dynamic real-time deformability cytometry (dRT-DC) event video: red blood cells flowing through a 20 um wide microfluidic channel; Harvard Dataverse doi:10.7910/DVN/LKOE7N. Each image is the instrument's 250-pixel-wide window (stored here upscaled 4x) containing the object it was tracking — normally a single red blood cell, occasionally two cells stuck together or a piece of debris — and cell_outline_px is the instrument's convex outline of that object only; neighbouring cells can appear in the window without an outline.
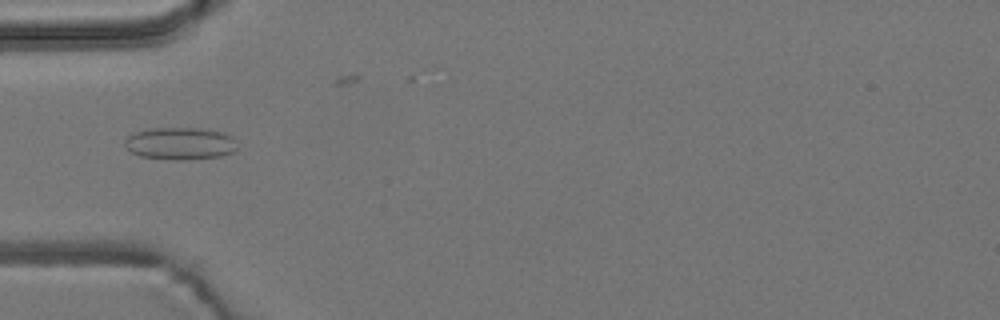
{"species": "common noctule bat (a hibernating species)", "species_latin": "Nyctalus noctula", "temperature_condition": "room temperature", "stored_images_in_passage": 3, "camera_frame_rate_fps": 3000, "um_per_image_px": 0.085, "animal": {"sex": "male", "body_mass_g": 19.2, "forearm_length_mm": 51.8}, "frame": {"image": 1, "passage_image": 1, "time_ms": 0.0, "image_size_px": [1000, 320], "cell_outline_px": [[236, 148], [232, 152], [220, 156], [184, 160], [172, 160], [140, 156], [132, 152], [124, 144], [124, 140], [132, 132], [148, 128], [208, 128], [224, 132], [232, 136], [236, 140]], "centroid_in_image_um": [15.31, 12.18], "position_along_channel_um": 69.7, "area_um2": 21.5}}
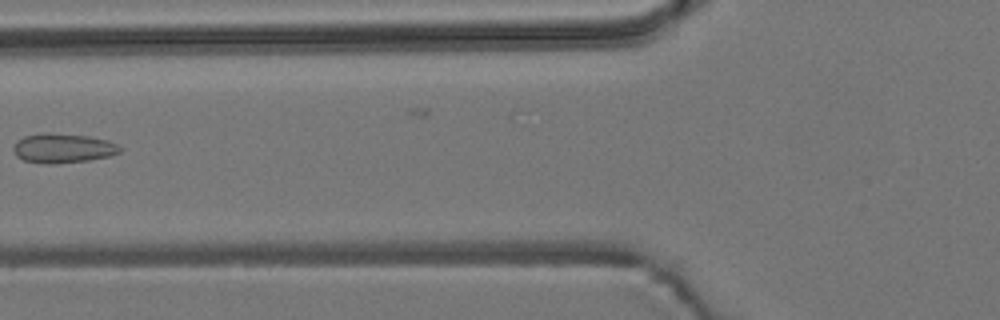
{"frame": {"image": 2, "passage_image": 2, "time_ms": 0.333, "image_size_px": [1000, 320], "cell_outline_px": [[124, 148], [120, 152], [108, 156], [88, 160], [56, 164], [44, 164], [24, 160], [16, 156], [12, 148], [16, 140], [24, 136], [48, 132], [88, 136], [108, 140]], "centroid_in_image_um": [5.33, 12.59], "position_along_channel_um": 120.5, "area_um2": 18.44}}
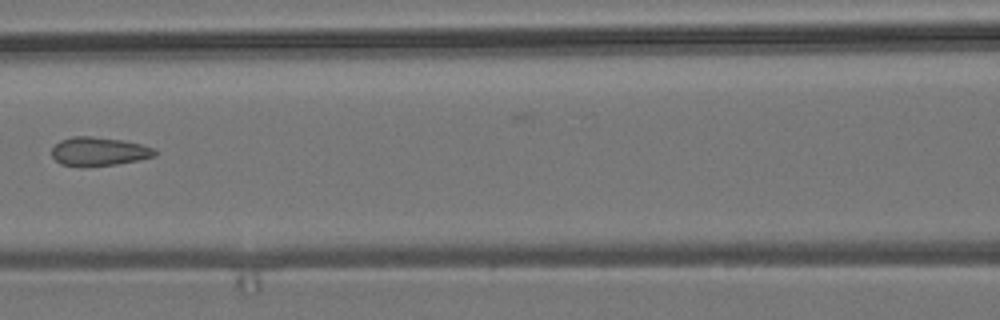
{"frame": {"image": 3, "passage_image": 3, "time_ms": 0.667, "image_size_px": [1000, 320], "cell_outline_px": [[156, 156], [116, 164], [80, 168], [60, 164], [52, 156], [52, 148], [60, 140], [72, 136], [92, 136], [124, 140], [140, 144], [152, 148], [156, 152]], "centroid_in_image_um": [8.35, 12.88], "position_along_channel_um": 158.3, "area_um2": 17.4}}